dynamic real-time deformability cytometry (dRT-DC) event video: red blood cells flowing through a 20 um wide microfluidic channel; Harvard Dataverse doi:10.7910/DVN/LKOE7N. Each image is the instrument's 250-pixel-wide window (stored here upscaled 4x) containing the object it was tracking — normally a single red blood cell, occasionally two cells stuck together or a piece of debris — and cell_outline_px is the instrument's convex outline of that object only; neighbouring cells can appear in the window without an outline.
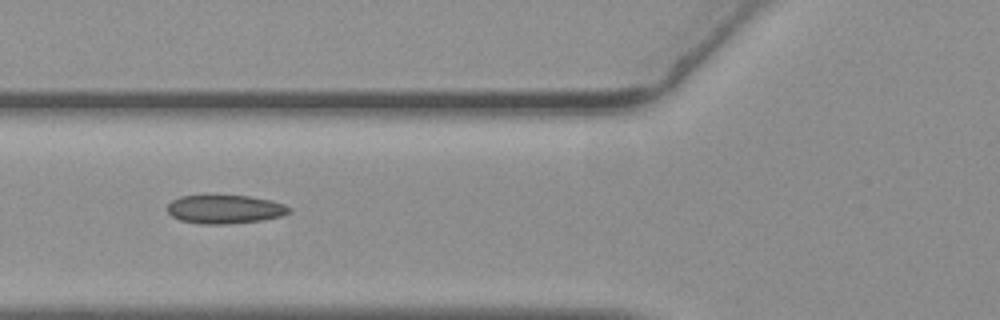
{"species": "common noctule bat (a hibernating species)", "species_latin": "Nyctalus noctula", "temperature_condition": "warm", "stored_images_in_passage": 12, "camera_frame_rate_fps": 3000, "um_per_image_px": 0.085, "animal": {"sex": "female", "body_mass_g": 19.3, "forearm_length_mm": 54.1}, "frame": {"image": 1, "passage_image": 6, "time_ms": 1.667, "image_size_px": [1000, 320], "cell_outline_px": [[292, 208], [288, 212], [280, 216], [260, 220], [224, 224], [200, 224], [180, 220], [172, 216], [168, 212], [168, 204], [172, 200], [180, 196], [248, 196], [272, 200], [284, 204]], "centroid_in_image_um": [19.1, 17.78], "position_along_channel_um": 106.7, "area_um2": 20.06}}